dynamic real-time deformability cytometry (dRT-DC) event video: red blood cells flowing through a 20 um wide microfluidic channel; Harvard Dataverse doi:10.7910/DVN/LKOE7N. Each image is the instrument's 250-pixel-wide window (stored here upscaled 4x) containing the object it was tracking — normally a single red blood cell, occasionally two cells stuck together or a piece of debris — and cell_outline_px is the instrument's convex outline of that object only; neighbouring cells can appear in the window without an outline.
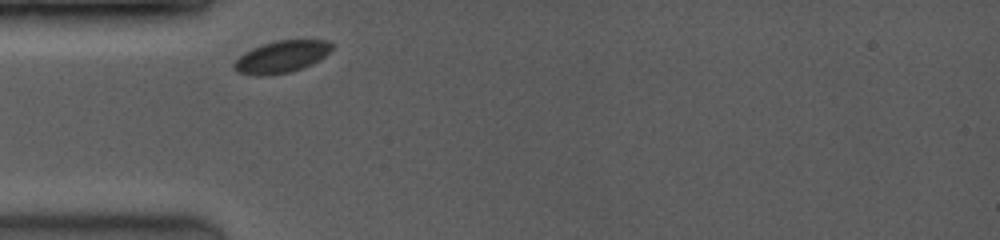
{"species": "common noctule bat (a hibernating species)", "species_latin": "Nyctalus noctula", "temperature_condition": "room temperature", "stored_images_in_passage": 4, "camera_frame_rate_fps": 3500, "um_per_image_px": 0.085, "animal": {"sex": "female", "body_mass_g": 19.0, "forearm_length_mm": 53.3}, "frame": {"image": 1, "passage_image": 1, "time_ms": 0.0, "image_size_px": [1000, 240], "cell_outline_px": [[332, 48], [324, 56], [312, 64], [288, 72], [260, 76], [256, 76], [236, 72], [232, 68], [232, 64], [244, 52], [252, 48], [276, 40], [328, 40], [332, 44]], "centroid_in_image_um": [23.88, 4.83], "position_along_channel_um": 61.1, "area_um2": 18.09}}
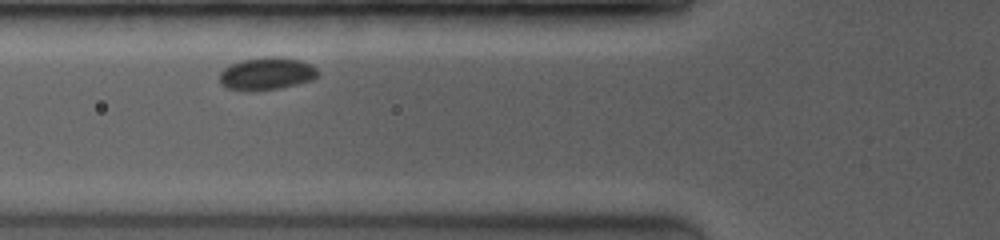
{"frame": {"image": 2, "passage_image": 2, "time_ms": 1.143, "image_size_px": [1000, 240], "cell_outline_px": [[320, 76], [312, 80], [296, 84], [276, 88], [252, 92], [228, 88], [220, 84], [220, 72], [224, 68], [232, 64], [244, 60], [264, 56], [276, 56], [300, 60], [316, 68], [320, 72]], "centroid_in_image_um": [22.67, 6.26], "position_along_channel_um": 103.1, "area_um2": 18.67}}